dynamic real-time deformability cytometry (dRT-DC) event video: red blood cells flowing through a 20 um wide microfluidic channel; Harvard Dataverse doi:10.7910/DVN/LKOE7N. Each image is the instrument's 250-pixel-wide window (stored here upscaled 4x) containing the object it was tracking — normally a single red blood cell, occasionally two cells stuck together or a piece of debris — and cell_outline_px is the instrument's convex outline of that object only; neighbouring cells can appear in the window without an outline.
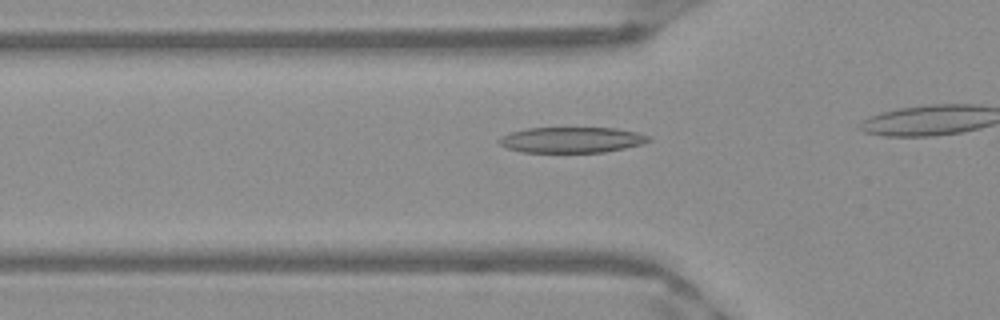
{"species": "Egyptian fruit bat (a non-hibernating species)", "species_latin": "Rousettus aegyptiacus", "temperature_condition": "warm", "stored_images_in_passage": 10, "camera_frame_rate_fps": 3000, "um_per_image_px": 0.085, "frame": {"image": 1, "passage_image": 5, "time_ms": 1.333, "image_size_px": [1000, 320], "cell_outline_px": [[652, 140], [640, 144], [624, 148], [604, 152], [520, 152], [508, 148], [500, 144], [496, 140], [500, 136], [512, 132], [528, 128], [616, 128], [636, 132], [652, 136]], "centroid_in_image_um": [48.59, 11.89], "position_along_channel_um": 77.2, "area_um2": 22.37}}
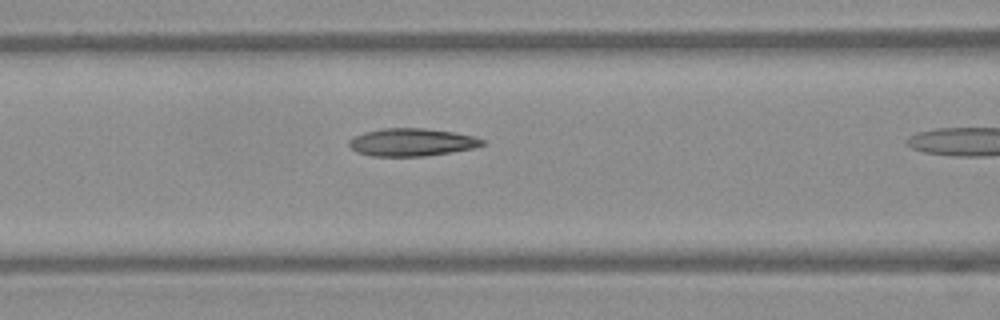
{"frame": {"image": 2, "passage_image": 9, "time_ms": 2.667, "image_size_px": [1000, 320], "cell_outline_px": [[488, 144], [476, 148], [452, 152], [424, 156], [372, 156], [356, 152], [348, 144], [348, 140], [352, 136], [364, 132], [384, 128], [424, 128], [452, 132], [472, 136], [484, 140]], "centroid_in_image_um": [35.0, 12.09], "position_along_channel_um": 131.6, "area_um2": 21.68}}